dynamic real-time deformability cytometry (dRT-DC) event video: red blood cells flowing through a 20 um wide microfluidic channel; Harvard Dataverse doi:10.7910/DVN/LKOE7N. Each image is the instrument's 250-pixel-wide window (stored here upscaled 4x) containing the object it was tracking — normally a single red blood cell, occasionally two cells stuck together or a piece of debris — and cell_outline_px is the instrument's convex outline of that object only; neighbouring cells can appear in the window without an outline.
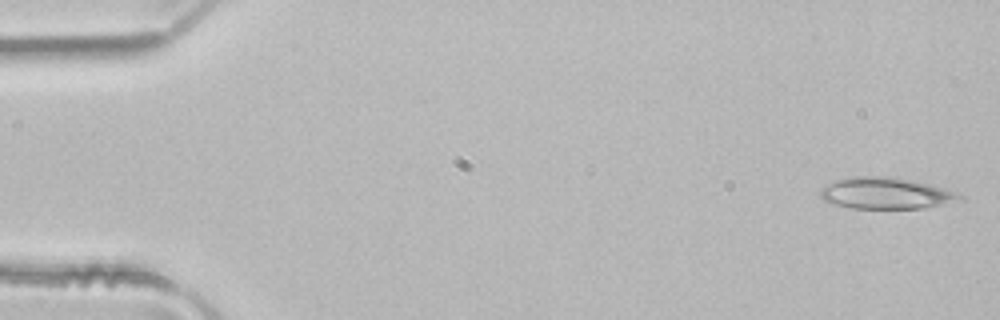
{"species": "common noctule bat (a hibernating species)", "species_latin": "Nyctalus noctula", "temperature_condition": "room temperature", "stored_images_in_passage": 4, "camera_frame_rate_fps": 3000, "um_per_image_px": 0.085, "animal": {"sex": "male", "body_mass_g": 21.5, "forearm_length_mm": 52.0}, "frame": {"image": 1, "passage_image": 1, "time_ms": 0.0, "image_size_px": [1000, 320], "cell_outline_px": [[964, 200], [924, 208], [852, 208], [836, 204], [824, 200], [820, 196], [820, 188], [824, 184], [836, 180], [856, 176], [888, 176], [912, 180], [932, 184], [956, 192], [964, 196]], "centroid_in_image_um": [75.33, 16.42], "position_along_channel_um": 9.7, "area_um2": 25.66}}